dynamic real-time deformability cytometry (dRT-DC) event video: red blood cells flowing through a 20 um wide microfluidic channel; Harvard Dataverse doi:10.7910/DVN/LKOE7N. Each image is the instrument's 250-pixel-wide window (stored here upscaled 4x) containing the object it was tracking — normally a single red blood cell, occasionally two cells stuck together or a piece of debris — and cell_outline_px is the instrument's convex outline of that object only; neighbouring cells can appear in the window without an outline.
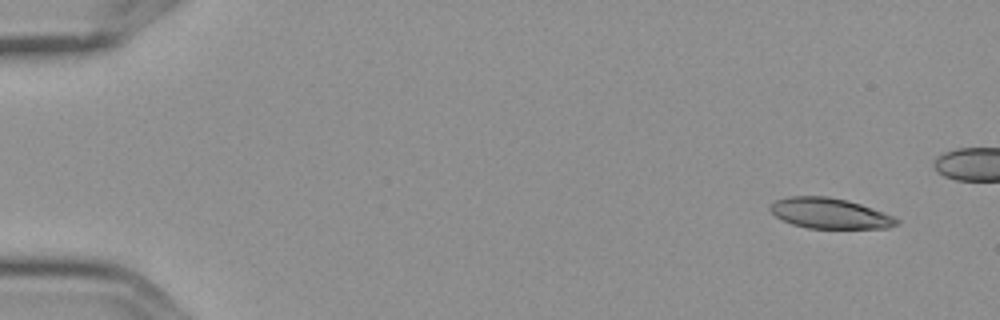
{"species": "Egyptian fruit bat (a non-hibernating species)", "species_latin": "Rousettus aegyptiacus", "temperature_condition": "cold", "stored_images_in_passage": 8, "segment_of_instrument_passage": [1, 2], "camera_frame_rate_fps": 3000, "um_per_image_px": 0.085, "frame": {"image": 1, "passage_image": 1, "time_ms": 0.0, "image_size_px": [1000, 320], "cell_outline_px": [[900, 224], [888, 228], [808, 228], [792, 224], [776, 216], [768, 208], [776, 200], [788, 196], [828, 196], [848, 200], [860, 204], [892, 216], [900, 220]], "centroid_in_image_um": [70.53, 18.13], "position_along_channel_um": 14.5, "area_um2": 22.31}}
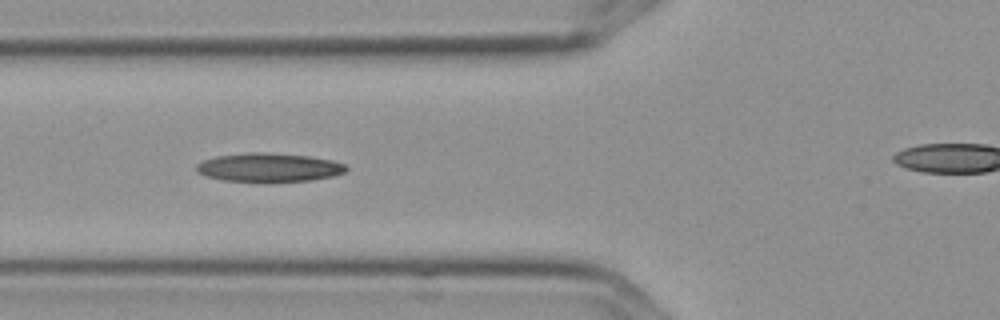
{"frame": {"image": 2, "passage_image": 6, "time_ms": 1.667, "image_size_px": [1000, 320], "cell_outline_px": [[348, 168], [344, 172], [332, 176], [312, 180], [224, 180], [208, 176], [200, 172], [196, 168], [196, 164], [204, 160], [216, 156], [248, 152], [264, 152], [308, 156], [332, 160], [344, 164]], "centroid_in_image_um": [22.88, 14.2], "position_along_channel_um": 102.9, "area_um2": 24.28}}
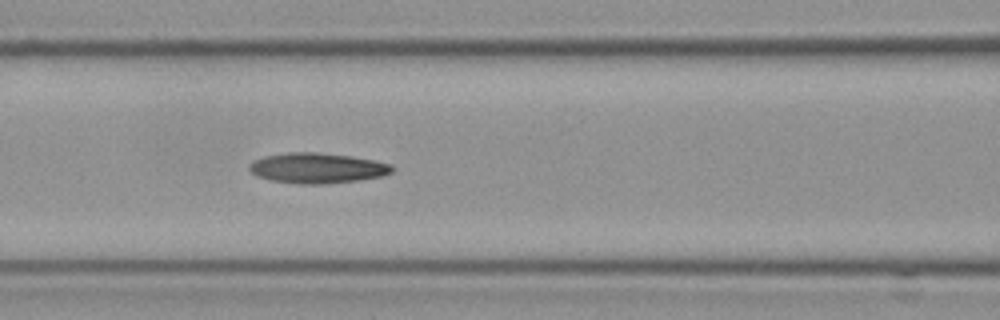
{"frame": {"image": 3, "passage_image": 7, "time_ms": 2.0, "image_size_px": [1000, 320], "cell_outline_px": [[392, 172], [380, 176], [360, 180], [320, 184], [300, 184], [272, 180], [256, 176], [248, 168], [248, 164], [264, 156], [288, 152], [316, 152], [352, 156], [376, 160], [392, 164]], "centroid_in_image_um": [26.96, 14.28], "position_along_channel_um": 139.6, "area_um2": 25.2}}